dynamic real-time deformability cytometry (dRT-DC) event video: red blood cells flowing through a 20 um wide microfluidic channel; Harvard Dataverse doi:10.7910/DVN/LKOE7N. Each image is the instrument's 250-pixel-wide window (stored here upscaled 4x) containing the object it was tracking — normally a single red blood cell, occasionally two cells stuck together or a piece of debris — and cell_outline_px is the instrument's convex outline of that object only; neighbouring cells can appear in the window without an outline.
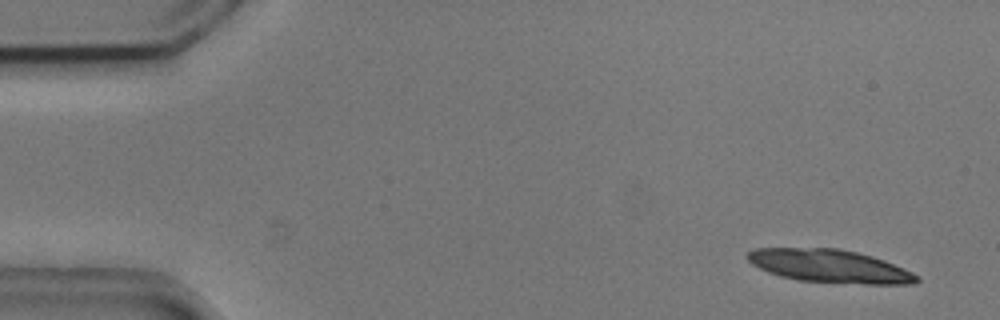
{"species": "common noctule bat (a hibernating species)", "species_latin": "Nyctalus noctula", "temperature_condition": "cold", "stored_images_in_passage": 5, "camera_frame_rate_fps": 3000, "um_per_image_px": 0.085, "animal": {"sex": "male", "body_mass_g": 20.5, "forearm_length_mm": 52.5}, "frame": {"image": 1, "passage_image": 1, "time_ms": 0.0, "image_size_px": [1000, 320], "cell_outline_px": [[920, 280], [916, 284], [864, 284], [800, 280], [780, 276], [768, 272], [752, 264], [748, 260], [748, 252], [752, 248], [840, 248], [872, 256], [884, 260], [904, 268], [920, 276]], "centroid_in_image_um": [70.56, 22.62], "position_along_channel_um": 14.4, "area_um2": 32.6}}